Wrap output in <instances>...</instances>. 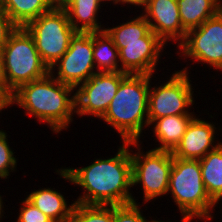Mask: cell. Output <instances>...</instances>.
Returning a JSON list of instances; mask_svg holds the SVG:
<instances>
[{
	"mask_svg": "<svg viewBox=\"0 0 222 222\" xmlns=\"http://www.w3.org/2000/svg\"><path fill=\"white\" fill-rule=\"evenodd\" d=\"M106 158H95L88 166L83 165L81 168L61 167L56 169L55 173L83 189L82 195L79 194L75 199L76 203L116 206L140 204L131 193L134 188L130 142H122L116 154Z\"/></svg>",
	"mask_w": 222,
	"mask_h": 222,
	"instance_id": "cell-1",
	"label": "cell"
},
{
	"mask_svg": "<svg viewBox=\"0 0 222 222\" xmlns=\"http://www.w3.org/2000/svg\"><path fill=\"white\" fill-rule=\"evenodd\" d=\"M19 106L26 116L48 125L52 133L70 128L76 114L75 88L56 80L50 73L21 85L10 97V107Z\"/></svg>",
	"mask_w": 222,
	"mask_h": 222,
	"instance_id": "cell-2",
	"label": "cell"
},
{
	"mask_svg": "<svg viewBox=\"0 0 222 222\" xmlns=\"http://www.w3.org/2000/svg\"><path fill=\"white\" fill-rule=\"evenodd\" d=\"M150 75L128 74L100 120L119 134L120 142H140L149 126Z\"/></svg>",
	"mask_w": 222,
	"mask_h": 222,
	"instance_id": "cell-3",
	"label": "cell"
},
{
	"mask_svg": "<svg viewBox=\"0 0 222 222\" xmlns=\"http://www.w3.org/2000/svg\"><path fill=\"white\" fill-rule=\"evenodd\" d=\"M169 194L180 215H195L213 221L215 202L204 187L199 160L173 157L167 196Z\"/></svg>",
	"mask_w": 222,
	"mask_h": 222,
	"instance_id": "cell-4",
	"label": "cell"
},
{
	"mask_svg": "<svg viewBox=\"0 0 222 222\" xmlns=\"http://www.w3.org/2000/svg\"><path fill=\"white\" fill-rule=\"evenodd\" d=\"M6 94L11 97L21 85L45 77L49 68L41 60L32 35L17 27L2 50Z\"/></svg>",
	"mask_w": 222,
	"mask_h": 222,
	"instance_id": "cell-5",
	"label": "cell"
},
{
	"mask_svg": "<svg viewBox=\"0 0 222 222\" xmlns=\"http://www.w3.org/2000/svg\"><path fill=\"white\" fill-rule=\"evenodd\" d=\"M142 142H130L132 187L139 185L143 202L150 203L167 196L173 156L170 151L148 149L145 152Z\"/></svg>",
	"mask_w": 222,
	"mask_h": 222,
	"instance_id": "cell-6",
	"label": "cell"
},
{
	"mask_svg": "<svg viewBox=\"0 0 222 222\" xmlns=\"http://www.w3.org/2000/svg\"><path fill=\"white\" fill-rule=\"evenodd\" d=\"M184 68L172 72V76L163 83L154 84V75H150V89L148 93V119L149 124L155 120L170 115H197L190 112L194 109L195 98L193 95L195 88L190 80L191 72L189 68ZM190 72V73H189ZM194 88V89H193Z\"/></svg>",
	"mask_w": 222,
	"mask_h": 222,
	"instance_id": "cell-7",
	"label": "cell"
},
{
	"mask_svg": "<svg viewBox=\"0 0 222 222\" xmlns=\"http://www.w3.org/2000/svg\"><path fill=\"white\" fill-rule=\"evenodd\" d=\"M25 28L32 35L41 60L49 69L68 50L70 40L77 32L71 26L65 9L59 8L43 13Z\"/></svg>",
	"mask_w": 222,
	"mask_h": 222,
	"instance_id": "cell-8",
	"label": "cell"
},
{
	"mask_svg": "<svg viewBox=\"0 0 222 222\" xmlns=\"http://www.w3.org/2000/svg\"><path fill=\"white\" fill-rule=\"evenodd\" d=\"M177 49L178 59L187 62L190 58V63L206 64L222 73V10L201 26L188 30Z\"/></svg>",
	"mask_w": 222,
	"mask_h": 222,
	"instance_id": "cell-9",
	"label": "cell"
},
{
	"mask_svg": "<svg viewBox=\"0 0 222 222\" xmlns=\"http://www.w3.org/2000/svg\"><path fill=\"white\" fill-rule=\"evenodd\" d=\"M93 59V32H76L68 50L49 69L59 82L75 89L96 73Z\"/></svg>",
	"mask_w": 222,
	"mask_h": 222,
	"instance_id": "cell-10",
	"label": "cell"
},
{
	"mask_svg": "<svg viewBox=\"0 0 222 222\" xmlns=\"http://www.w3.org/2000/svg\"><path fill=\"white\" fill-rule=\"evenodd\" d=\"M124 72H96L75 89L76 114L78 117L101 118L117 93Z\"/></svg>",
	"mask_w": 222,
	"mask_h": 222,
	"instance_id": "cell-11",
	"label": "cell"
},
{
	"mask_svg": "<svg viewBox=\"0 0 222 222\" xmlns=\"http://www.w3.org/2000/svg\"><path fill=\"white\" fill-rule=\"evenodd\" d=\"M118 48L120 72L154 75L166 44L151 30L141 41L114 42Z\"/></svg>",
	"mask_w": 222,
	"mask_h": 222,
	"instance_id": "cell-12",
	"label": "cell"
},
{
	"mask_svg": "<svg viewBox=\"0 0 222 222\" xmlns=\"http://www.w3.org/2000/svg\"><path fill=\"white\" fill-rule=\"evenodd\" d=\"M141 14L151 30L167 45L175 42L176 48L184 41L183 28L177 0H149Z\"/></svg>",
	"mask_w": 222,
	"mask_h": 222,
	"instance_id": "cell-13",
	"label": "cell"
},
{
	"mask_svg": "<svg viewBox=\"0 0 222 222\" xmlns=\"http://www.w3.org/2000/svg\"><path fill=\"white\" fill-rule=\"evenodd\" d=\"M198 117L200 116H195L188 124L180 143L171 152L173 157L200 160L222 143V140L218 141L222 128L220 126L217 128L213 121Z\"/></svg>",
	"mask_w": 222,
	"mask_h": 222,
	"instance_id": "cell-14",
	"label": "cell"
},
{
	"mask_svg": "<svg viewBox=\"0 0 222 222\" xmlns=\"http://www.w3.org/2000/svg\"><path fill=\"white\" fill-rule=\"evenodd\" d=\"M197 115H170L153 120L149 128L153 131L156 144L155 150L172 152L180 143L190 121ZM153 129V130H152Z\"/></svg>",
	"mask_w": 222,
	"mask_h": 222,
	"instance_id": "cell-15",
	"label": "cell"
},
{
	"mask_svg": "<svg viewBox=\"0 0 222 222\" xmlns=\"http://www.w3.org/2000/svg\"><path fill=\"white\" fill-rule=\"evenodd\" d=\"M59 191L51 187H41L26 194L25 198L54 222H68L76 202L69 204L66 201L68 199Z\"/></svg>",
	"mask_w": 222,
	"mask_h": 222,
	"instance_id": "cell-16",
	"label": "cell"
},
{
	"mask_svg": "<svg viewBox=\"0 0 222 222\" xmlns=\"http://www.w3.org/2000/svg\"><path fill=\"white\" fill-rule=\"evenodd\" d=\"M101 7L100 0H72L64 9L77 32H101L106 27L99 20Z\"/></svg>",
	"mask_w": 222,
	"mask_h": 222,
	"instance_id": "cell-17",
	"label": "cell"
},
{
	"mask_svg": "<svg viewBox=\"0 0 222 222\" xmlns=\"http://www.w3.org/2000/svg\"><path fill=\"white\" fill-rule=\"evenodd\" d=\"M177 4L186 31L201 26L222 10V0H177Z\"/></svg>",
	"mask_w": 222,
	"mask_h": 222,
	"instance_id": "cell-18",
	"label": "cell"
},
{
	"mask_svg": "<svg viewBox=\"0 0 222 222\" xmlns=\"http://www.w3.org/2000/svg\"><path fill=\"white\" fill-rule=\"evenodd\" d=\"M199 162L206 192L216 202L222 198V143Z\"/></svg>",
	"mask_w": 222,
	"mask_h": 222,
	"instance_id": "cell-19",
	"label": "cell"
},
{
	"mask_svg": "<svg viewBox=\"0 0 222 222\" xmlns=\"http://www.w3.org/2000/svg\"><path fill=\"white\" fill-rule=\"evenodd\" d=\"M0 7L18 27H25L52 9L49 0H2Z\"/></svg>",
	"mask_w": 222,
	"mask_h": 222,
	"instance_id": "cell-20",
	"label": "cell"
},
{
	"mask_svg": "<svg viewBox=\"0 0 222 222\" xmlns=\"http://www.w3.org/2000/svg\"><path fill=\"white\" fill-rule=\"evenodd\" d=\"M93 59L97 72L120 71L118 48L105 30L93 32Z\"/></svg>",
	"mask_w": 222,
	"mask_h": 222,
	"instance_id": "cell-21",
	"label": "cell"
},
{
	"mask_svg": "<svg viewBox=\"0 0 222 222\" xmlns=\"http://www.w3.org/2000/svg\"><path fill=\"white\" fill-rule=\"evenodd\" d=\"M113 27H105V31L113 39V42H132V41H141V38L146 36L150 31V25L144 16L135 15L132 19L124 23Z\"/></svg>",
	"mask_w": 222,
	"mask_h": 222,
	"instance_id": "cell-22",
	"label": "cell"
},
{
	"mask_svg": "<svg viewBox=\"0 0 222 222\" xmlns=\"http://www.w3.org/2000/svg\"><path fill=\"white\" fill-rule=\"evenodd\" d=\"M68 222H113V205L76 203Z\"/></svg>",
	"mask_w": 222,
	"mask_h": 222,
	"instance_id": "cell-23",
	"label": "cell"
},
{
	"mask_svg": "<svg viewBox=\"0 0 222 222\" xmlns=\"http://www.w3.org/2000/svg\"><path fill=\"white\" fill-rule=\"evenodd\" d=\"M8 135L5 130H0V179L5 180L11 175L10 172H15L17 169V159L15 152L10 147Z\"/></svg>",
	"mask_w": 222,
	"mask_h": 222,
	"instance_id": "cell-24",
	"label": "cell"
},
{
	"mask_svg": "<svg viewBox=\"0 0 222 222\" xmlns=\"http://www.w3.org/2000/svg\"><path fill=\"white\" fill-rule=\"evenodd\" d=\"M141 204L113 205V222H154L146 219L142 213ZM140 206V207H139Z\"/></svg>",
	"mask_w": 222,
	"mask_h": 222,
	"instance_id": "cell-25",
	"label": "cell"
},
{
	"mask_svg": "<svg viewBox=\"0 0 222 222\" xmlns=\"http://www.w3.org/2000/svg\"><path fill=\"white\" fill-rule=\"evenodd\" d=\"M20 204V210L15 222H54L33 206L26 198Z\"/></svg>",
	"mask_w": 222,
	"mask_h": 222,
	"instance_id": "cell-26",
	"label": "cell"
},
{
	"mask_svg": "<svg viewBox=\"0 0 222 222\" xmlns=\"http://www.w3.org/2000/svg\"><path fill=\"white\" fill-rule=\"evenodd\" d=\"M17 27L8 14L0 7V52H2L11 34Z\"/></svg>",
	"mask_w": 222,
	"mask_h": 222,
	"instance_id": "cell-27",
	"label": "cell"
},
{
	"mask_svg": "<svg viewBox=\"0 0 222 222\" xmlns=\"http://www.w3.org/2000/svg\"><path fill=\"white\" fill-rule=\"evenodd\" d=\"M149 0H118L117 5L125 6L127 4V7H135L136 9L142 8V10L146 7ZM138 6V7H137Z\"/></svg>",
	"mask_w": 222,
	"mask_h": 222,
	"instance_id": "cell-28",
	"label": "cell"
},
{
	"mask_svg": "<svg viewBox=\"0 0 222 222\" xmlns=\"http://www.w3.org/2000/svg\"><path fill=\"white\" fill-rule=\"evenodd\" d=\"M10 107V97L0 88V113Z\"/></svg>",
	"mask_w": 222,
	"mask_h": 222,
	"instance_id": "cell-29",
	"label": "cell"
},
{
	"mask_svg": "<svg viewBox=\"0 0 222 222\" xmlns=\"http://www.w3.org/2000/svg\"><path fill=\"white\" fill-rule=\"evenodd\" d=\"M195 218H197V219H201V220H203L204 222L206 221H209L210 222V220L209 219H206V218H202V217H199V216H195V215H187V214H181V220H180V222H192ZM154 222H166V221H162V220H154ZM167 222H171V221H167Z\"/></svg>",
	"mask_w": 222,
	"mask_h": 222,
	"instance_id": "cell-30",
	"label": "cell"
},
{
	"mask_svg": "<svg viewBox=\"0 0 222 222\" xmlns=\"http://www.w3.org/2000/svg\"><path fill=\"white\" fill-rule=\"evenodd\" d=\"M0 88L6 93V81L4 77V71H3L2 52H0Z\"/></svg>",
	"mask_w": 222,
	"mask_h": 222,
	"instance_id": "cell-31",
	"label": "cell"
},
{
	"mask_svg": "<svg viewBox=\"0 0 222 222\" xmlns=\"http://www.w3.org/2000/svg\"><path fill=\"white\" fill-rule=\"evenodd\" d=\"M52 8L64 9L72 0H49Z\"/></svg>",
	"mask_w": 222,
	"mask_h": 222,
	"instance_id": "cell-32",
	"label": "cell"
},
{
	"mask_svg": "<svg viewBox=\"0 0 222 222\" xmlns=\"http://www.w3.org/2000/svg\"><path fill=\"white\" fill-rule=\"evenodd\" d=\"M4 204L5 202H3V196L0 195V222H2L1 220L3 219V216L5 214V211L6 209H4Z\"/></svg>",
	"mask_w": 222,
	"mask_h": 222,
	"instance_id": "cell-33",
	"label": "cell"
},
{
	"mask_svg": "<svg viewBox=\"0 0 222 222\" xmlns=\"http://www.w3.org/2000/svg\"><path fill=\"white\" fill-rule=\"evenodd\" d=\"M102 3H103V5L105 6V4H108V3H110V6L112 5V4H114L113 5V7L114 6H116L117 5V1L118 0H100ZM109 1V2H108ZM112 3V4H111Z\"/></svg>",
	"mask_w": 222,
	"mask_h": 222,
	"instance_id": "cell-34",
	"label": "cell"
},
{
	"mask_svg": "<svg viewBox=\"0 0 222 222\" xmlns=\"http://www.w3.org/2000/svg\"><path fill=\"white\" fill-rule=\"evenodd\" d=\"M220 203H222V198H220L218 201L215 202V207L218 208V205H222V204H220ZM217 204H218V205H217ZM221 208H222V207H221ZM220 211L222 212V209H220ZM221 217H222V215H221Z\"/></svg>",
	"mask_w": 222,
	"mask_h": 222,
	"instance_id": "cell-35",
	"label": "cell"
}]
</instances>
